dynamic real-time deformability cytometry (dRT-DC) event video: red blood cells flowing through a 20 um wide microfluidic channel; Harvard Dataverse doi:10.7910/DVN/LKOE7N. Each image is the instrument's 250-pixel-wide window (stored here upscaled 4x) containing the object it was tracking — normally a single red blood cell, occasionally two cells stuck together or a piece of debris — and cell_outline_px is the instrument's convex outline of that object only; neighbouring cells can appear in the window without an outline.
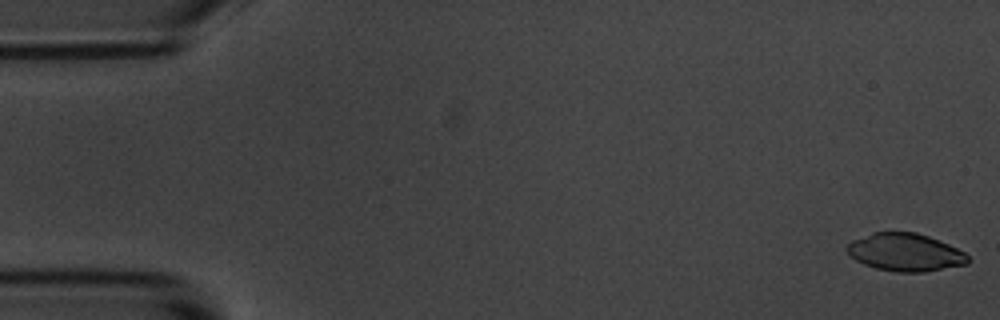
{"species": "common noctule bat (a hibernating species)", "species_latin": "Nyctalus noctula", "temperature_condition": "room temperature", "stored_images_in_passage": 54, "camera_frame_rate_fps": 3000, "um_per_image_px": 0.085, "animal": {"sex": "male", "body_mass_g": 20.1, "forearm_length_mm": 53.5}, "frame": {"image": 1, "passage_image": 1, "time_ms": 0.0, "image_size_px": [1000, 320], "cell_outline_px": [[972, 260], [968, 264], [924, 272], [896, 272], [876, 268], [864, 264], [856, 260], [844, 248], [852, 240], [872, 232], [916, 232], [940, 240], [964, 252]], "centroid_in_image_um": [76.96, 21.44], "position_along_channel_um": 8.0, "area_um2": 26.7}}
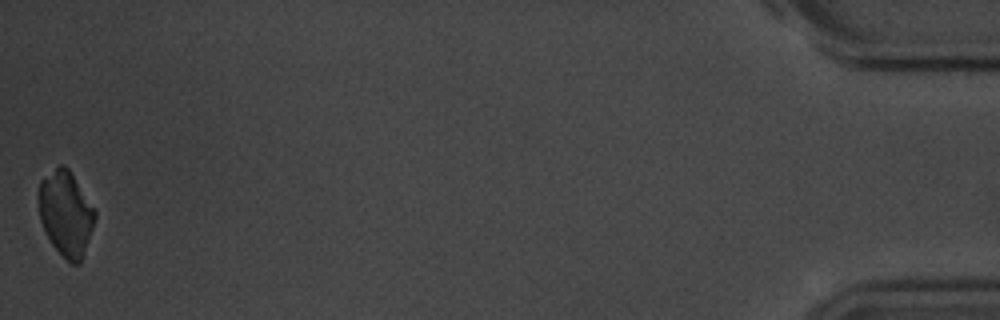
{"frame": {"image": 2, "passage_image": 54, "time_ms": 17.667, "image_size_px": [1000, 320], "cell_outline_px": [[96, 216], [84, 256], [80, 264], [72, 264], [52, 244], [44, 232], [40, 220], [36, 196], [36, 192], [40, 180], [60, 164], [64, 164], [68, 168], [96, 212]], "centroid_in_image_um": [5.55, 18.14], "position_along_channel_um": 429.6, "area_um2": 28.03}}